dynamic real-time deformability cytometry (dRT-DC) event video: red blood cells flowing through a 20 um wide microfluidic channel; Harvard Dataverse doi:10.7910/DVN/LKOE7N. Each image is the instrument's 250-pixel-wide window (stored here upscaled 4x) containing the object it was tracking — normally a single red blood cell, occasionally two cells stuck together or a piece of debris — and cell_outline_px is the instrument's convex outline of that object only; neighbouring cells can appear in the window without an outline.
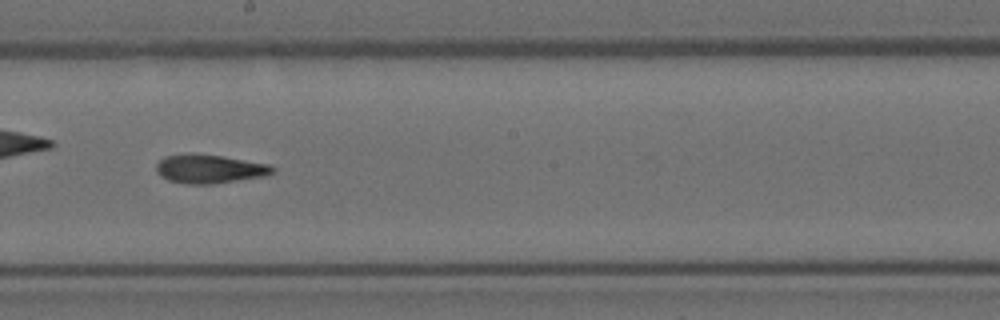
{"species": "Egyptian fruit bat (a non-hibernating species)", "species_latin": "Rousettus aegyptiacus", "temperature_condition": "room temperature", "stored_images_in_passage": 37, "camera_frame_rate_fps": 3000, "um_per_image_px": 0.085, "animal": {"sex": "female"}, "frame": {"image": 1, "passage_image": 16, "time_ms": 5.0, "image_size_px": [1000, 320], "cell_outline_px": [[276, 172], [264, 176], [212, 184], [184, 184], [168, 180], [160, 176], [156, 172], [156, 164], [164, 156], [188, 152], [192, 152], [224, 156], [268, 164], [276, 168]], "centroid_in_image_um": [17.78, 14.34], "position_along_channel_um": 230.4, "area_um2": 19.88}}